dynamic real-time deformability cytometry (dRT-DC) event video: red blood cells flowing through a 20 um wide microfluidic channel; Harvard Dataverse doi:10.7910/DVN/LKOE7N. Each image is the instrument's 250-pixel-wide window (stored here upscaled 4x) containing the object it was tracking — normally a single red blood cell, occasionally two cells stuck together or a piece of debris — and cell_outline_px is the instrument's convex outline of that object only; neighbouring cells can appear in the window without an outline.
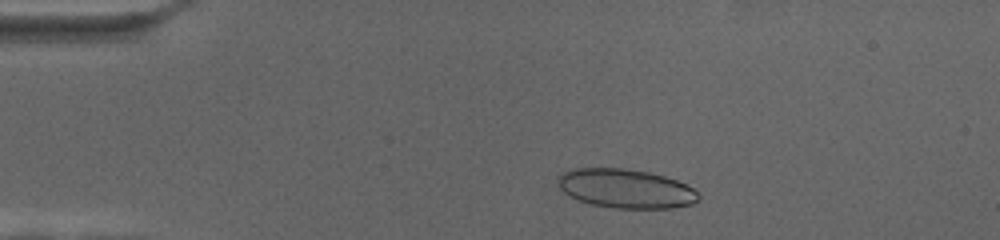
{"species": "human", "species_latin": "Homo sapiens", "temperature_condition": "cold", "stored_images_in_passage": 62, "camera_frame_rate_fps": 3000, "um_per_image_px": 0.085, "donor": {"sex": "female"}, "frame": {"image": 1, "passage_image": 7, "time_ms": 2.0, "image_size_px": [1000, 240], "cell_outline_px": [[700, 196], [692, 204], [672, 208], [612, 208], [592, 204], [580, 200], [564, 192], [560, 188], [560, 176], [564, 172], [572, 168], [624, 168], [648, 172], [664, 176], [688, 184]], "centroid_in_image_um": [53.22, 16.03], "position_along_channel_um": 31.8, "area_um2": 31.67}}
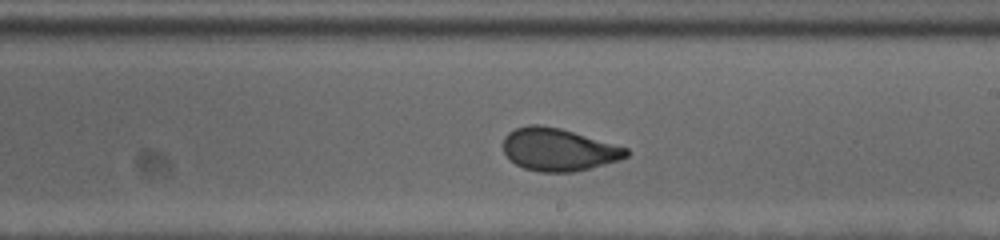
{"frame": {"image": 2, "passage_image": 34, "time_ms": 11.0, "image_size_px": [1000, 240], "cell_outline_px": [[632, 152], [628, 156], [620, 160], [572, 172], [540, 172], [524, 168], [516, 164], [504, 152], [504, 136], [508, 132], [516, 128], [528, 124], [540, 124], [560, 128], [628, 148]], "centroid_in_image_um": [47.48, 12.7], "position_along_channel_um": 241.5, "area_um2": 30.46}}
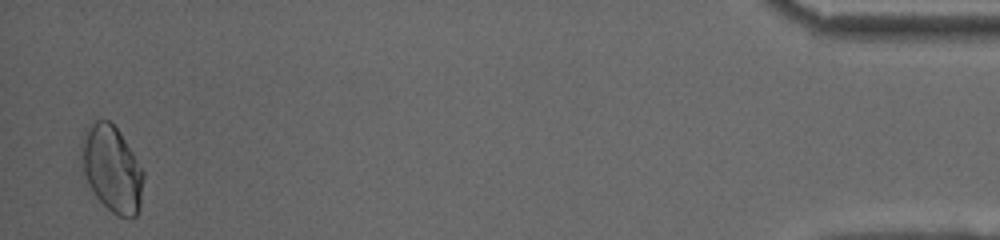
{"frame": {"image": 3, "passage_image": 61, "time_ms": 20.0, "image_size_px": [1000, 240], "cell_outline_px": [[144, 176], [140, 208], [136, 216], [120, 216], [112, 212], [92, 192], [88, 184], [84, 172], [80, 152], [80, 144], [88, 128], [96, 120], [108, 120], [116, 128], [132, 152], [144, 172]], "centroid_in_image_um": [9.51, 14.37], "position_along_channel_um": 425.7, "area_um2": 30.63}}